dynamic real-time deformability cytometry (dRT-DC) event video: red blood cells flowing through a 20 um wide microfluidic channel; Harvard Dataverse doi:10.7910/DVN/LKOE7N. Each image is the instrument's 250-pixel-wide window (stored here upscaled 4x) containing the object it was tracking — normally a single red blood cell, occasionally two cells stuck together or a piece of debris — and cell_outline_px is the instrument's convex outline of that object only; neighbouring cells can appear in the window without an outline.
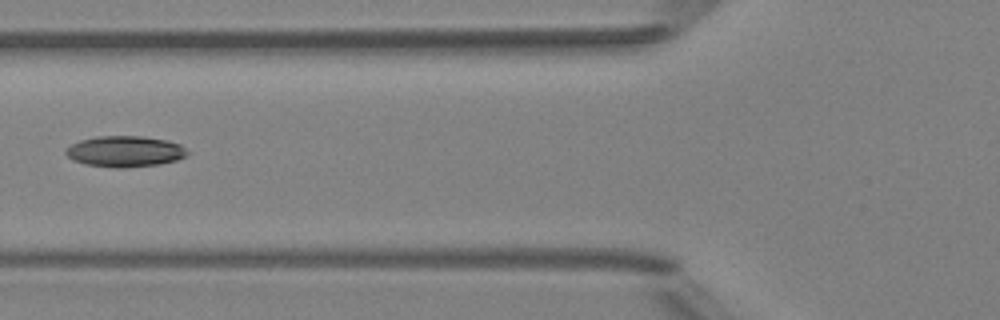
{"species": "Egyptian fruit bat (a non-hibernating species)", "species_latin": "Rousettus aegyptiacus", "temperature_condition": "room temperature", "stored_images_in_passage": 6, "camera_frame_rate_fps": 3000, "um_per_image_px": 0.085, "animal": {"sex": "female"}, "frame": {"image": 1, "passage_image": 6, "time_ms": 6.0, "image_size_px": [1000, 320], "cell_outline_px": [[188, 152], [184, 156], [176, 160], [160, 164], [124, 168], [112, 168], [84, 164], [72, 160], [64, 152], [64, 148], [80, 140], [96, 136], [144, 136], [168, 140], [180, 144]], "centroid_in_image_um": [10.58, 12.87], "position_along_channel_um": 115.2, "area_um2": 22.14}}